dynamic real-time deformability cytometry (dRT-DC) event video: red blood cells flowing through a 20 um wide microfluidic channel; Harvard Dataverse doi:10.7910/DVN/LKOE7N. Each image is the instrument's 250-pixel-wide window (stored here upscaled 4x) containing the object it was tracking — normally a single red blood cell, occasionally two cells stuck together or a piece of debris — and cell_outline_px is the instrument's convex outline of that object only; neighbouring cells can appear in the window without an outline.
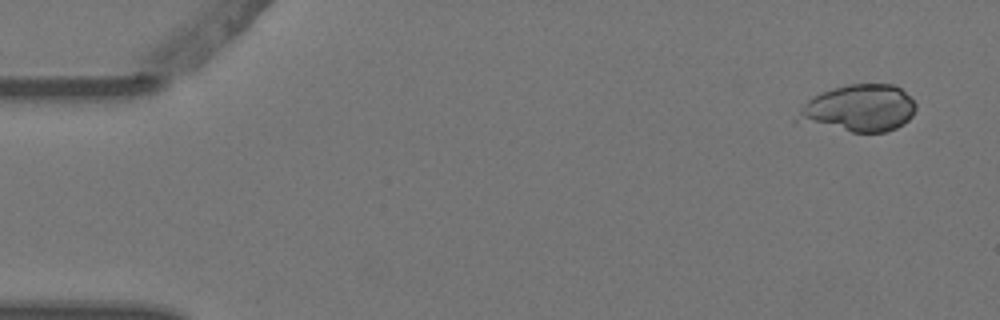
{"species": "Egyptian fruit bat (a non-hibernating species)", "species_latin": "Rousettus aegyptiacus", "temperature_condition": "warm", "stored_images_in_passage": 6, "camera_frame_rate_fps": 3000, "um_per_image_px": 0.085, "animal": {"sex": "female"}, "frame": {"image": 1, "passage_image": 1, "time_ms": 0.0, "image_size_px": [1000, 320], "cell_outline_px": [[916, 108], [912, 116], [904, 124], [896, 128], [884, 132], [852, 132], [792, 124], [792, 120], [804, 104], [812, 96], [832, 88], [848, 84], [892, 84], [900, 88], [916, 104]], "centroid_in_image_um": [72.89, 9.24], "position_along_channel_um": 12.1, "area_um2": 33.23}}